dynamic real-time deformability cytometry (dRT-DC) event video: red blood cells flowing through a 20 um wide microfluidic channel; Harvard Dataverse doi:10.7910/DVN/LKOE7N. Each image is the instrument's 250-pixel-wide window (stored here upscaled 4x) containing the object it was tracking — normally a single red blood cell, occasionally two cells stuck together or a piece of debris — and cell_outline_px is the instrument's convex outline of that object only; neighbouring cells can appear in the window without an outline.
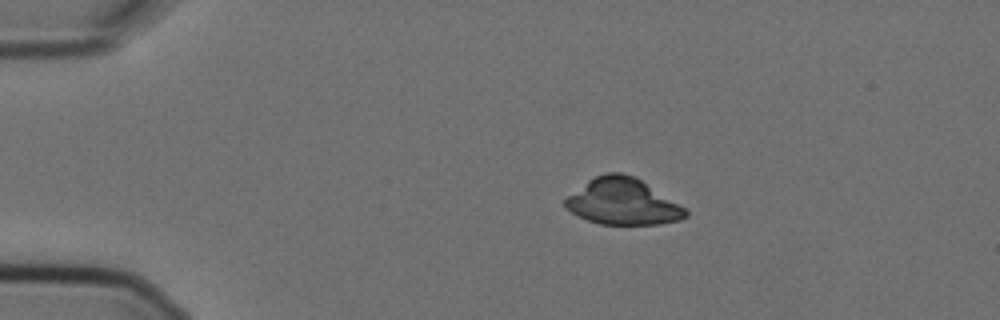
{"species": "Egyptian fruit bat (a non-hibernating species)", "species_latin": "Rousettus aegyptiacus", "temperature_condition": "cold", "stored_images_in_passage": 3, "camera_frame_rate_fps": 3000, "um_per_image_px": 0.085, "animal": {"sex": "female"}, "frame": {"image": 1, "passage_image": 1, "time_ms": 0.0, "image_size_px": [1000, 320], "cell_outline_px": [[688, 216], [680, 220], [660, 224], [600, 224], [588, 220], [564, 208], [564, 200], [568, 196], [588, 180], [596, 176], [608, 172], [620, 172], [632, 176], [640, 180], [688, 208]], "centroid_in_image_um": [52.96, 17.15], "position_along_channel_um": 32.0, "area_um2": 32.31}}